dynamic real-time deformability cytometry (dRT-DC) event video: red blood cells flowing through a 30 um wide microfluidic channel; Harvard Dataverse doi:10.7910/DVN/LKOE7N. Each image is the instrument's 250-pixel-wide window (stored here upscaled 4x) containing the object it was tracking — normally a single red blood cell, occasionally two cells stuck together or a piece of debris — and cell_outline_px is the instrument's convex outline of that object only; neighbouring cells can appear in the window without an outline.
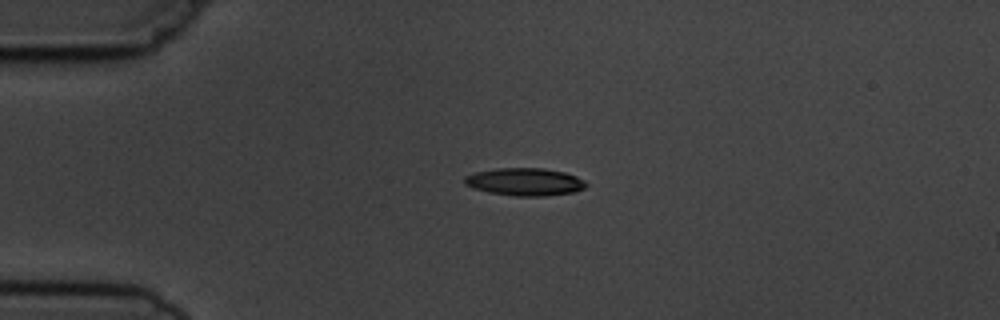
{"species": "common noctule bat (a hibernating species)", "species_latin": "Nyctalus noctula", "temperature_condition": "cold", "stored_images_in_passage": 3, "camera_frame_rate_fps": 3000, "um_per_image_px": 0.085, "animal": {"sex": "male", "body_mass_g": 19.5, "forearm_length_mm": 54.6}, "frame": {"image": 1, "passage_image": 1, "time_ms": 0.0, "image_size_px": [1000, 320], "cell_outline_px": [[588, 184], [584, 188], [576, 192], [544, 196], [516, 196], [488, 192], [464, 184], [464, 176], [472, 172], [496, 168], [544, 168], [564, 172], [576, 176], [584, 180]], "centroid_in_image_um": [44.61, 15.45], "position_along_channel_um": 40.4, "area_um2": 19.71}}
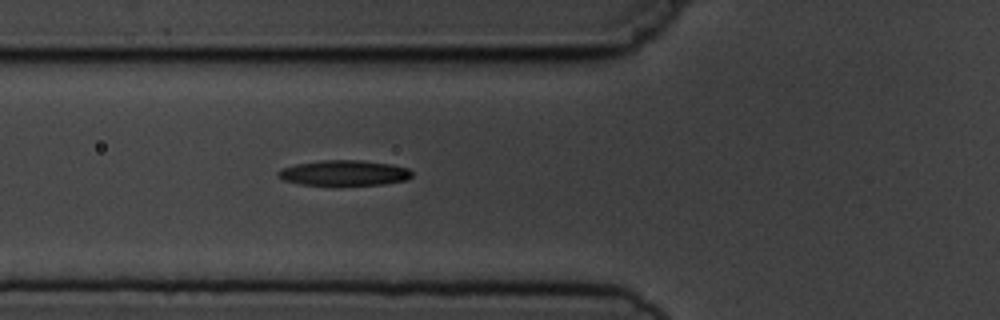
{"frame": {"image": 2, "passage_image": 3, "time_ms": 2.333, "image_size_px": [1000, 320], "cell_outline_px": [[412, 176], [408, 180], [384, 184], [336, 188], [300, 184], [284, 180], [276, 176], [276, 172], [280, 168], [296, 164], [320, 160], [360, 160], [392, 164], [408, 168], [412, 172]], "centroid_in_image_um": [29.22, 14.74], "position_along_channel_um": 96.6, "area_um2": 20.92}}